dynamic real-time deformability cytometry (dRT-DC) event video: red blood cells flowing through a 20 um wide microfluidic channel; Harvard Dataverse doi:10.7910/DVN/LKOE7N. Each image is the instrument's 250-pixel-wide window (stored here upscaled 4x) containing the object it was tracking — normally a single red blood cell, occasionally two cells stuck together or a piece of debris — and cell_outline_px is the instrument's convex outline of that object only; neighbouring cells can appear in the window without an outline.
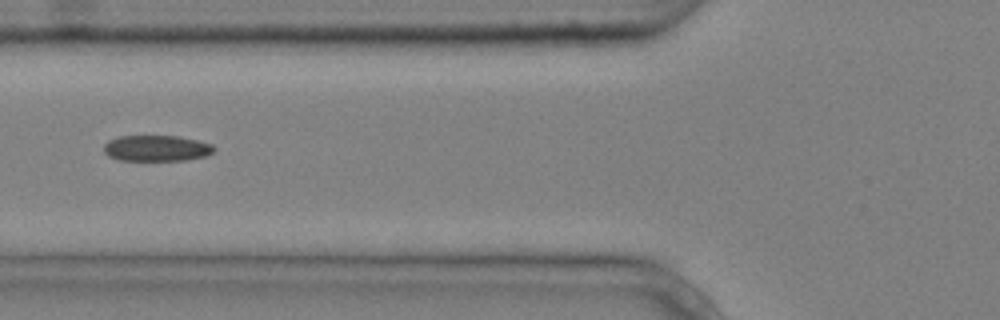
{"species": "common noctule bat (a hibernating species)", "species_latin": "Nyctalus noctula", "temperature_condition": "cold", "stored_images_in_passage": 4, "camera_frame_rate_fps": 3000, "um_per_image_px": 0.085, "animal": {"sex": "male", "body_mass_g": 20.4}, "frame": {"image": 1, "passage_image": 3, "time_ms": 0.667, "image_size_px": [1000, 320], "cell_outline_px": [[216, 148], [212, 152], [204, 156], [188, 160], [120, 160], [108, 156], [104, 152], [104, 144], [108, 140], [120, 136], [180, 136], [212, 144]], "centroid_in_image_um": [13.29, 12.6], "position_along_channel_um": 112.5, "area_um2": 16.65}}